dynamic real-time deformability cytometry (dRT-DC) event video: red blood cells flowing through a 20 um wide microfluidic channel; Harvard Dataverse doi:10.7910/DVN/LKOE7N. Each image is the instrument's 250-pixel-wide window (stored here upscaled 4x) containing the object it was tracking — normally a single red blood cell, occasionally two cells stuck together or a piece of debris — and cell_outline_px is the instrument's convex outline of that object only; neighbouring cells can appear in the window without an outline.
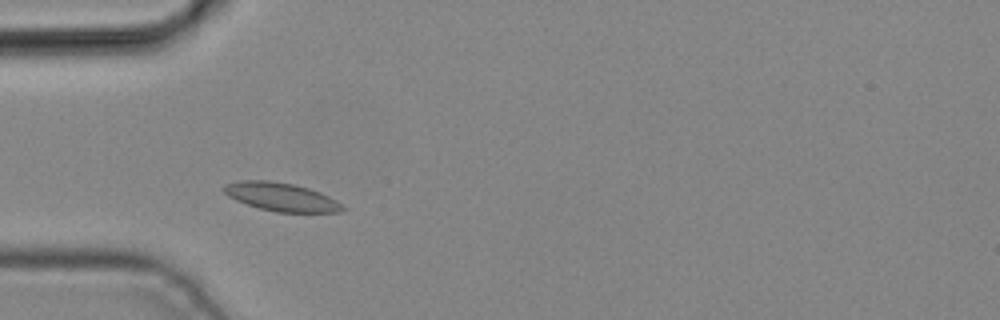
{"species": "common noctule bat (a hibernating species)", "species_latin": "Nyctalus noctula", "temperature_condition": "cold", "stored_images_in_passage": 4, "camera_frame_rate_fps": 3000, "um_per_image_px": 0.085, "animal": {"sex": "male", "body_mass_g": 19.2, "forearm_length_mm": 51.8}, "frame": {"image": 1, "passage_image": 2, "time_ms": 0.333, "image_size_px": [1000, 320], "cell_outline_px": [[348, 208], [340, 212], [276, 212], [260, 208], [236, 200], [228, 196], [220, 188], [224, 184], [240, 180], [268, 180], [292, 184], [308, 188], [320, 192], [336, 200]], "centroid_in_image_um": [23.89, 16.73], "position_along_channel_um": 61.1, "area_um2": 19.65}}
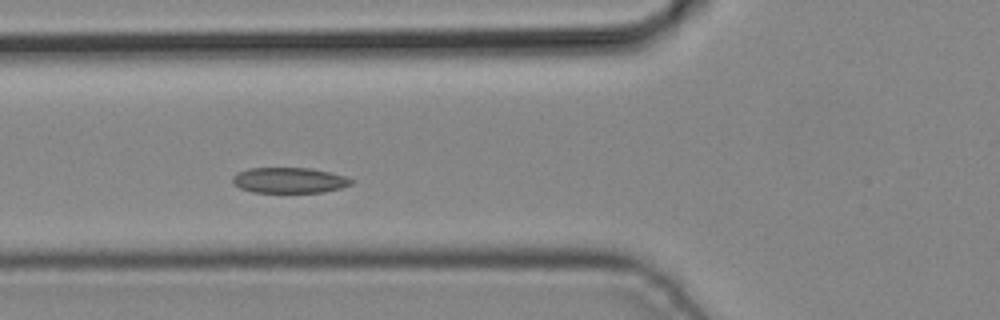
{"frame": {"image": 2, "passage_image": 3, "time_ms": 0.667, "image_size_px": [1000, 320], "cell_outline_px": [[356, 180], [352, 184], [340, 188], [324, 192], [252, 192], [240, 188], [232, 184], [232, 176], [236, 172], [248, 168], [312, 168], [332, 172]], "centroid_in_image_um": [24.58, 15.31], "position_along_channel_um": 101.2, "area_um2": 17.92}}
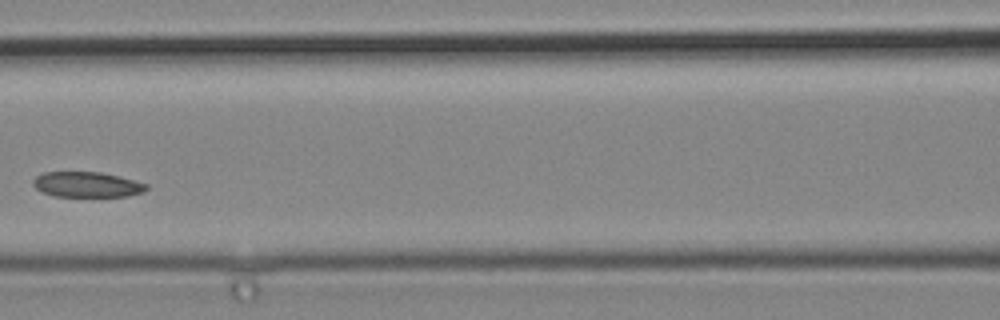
{"frame": {"image": 3, "passage_image": 4, "time_ms": 1.0, "image_size_px": [1000, 320], "cell_outline_px": [[148, 188], [144, 192], [128, 196], [52, 196], [40, 192], [32, 184], [32, 180], [36, 176], [44, 172], [100, 172], [148, 184]], "centroid_in_image_um": [7.35, 15.69], "position_along_channel_um": 159.3, "area_um2": 16.7}}